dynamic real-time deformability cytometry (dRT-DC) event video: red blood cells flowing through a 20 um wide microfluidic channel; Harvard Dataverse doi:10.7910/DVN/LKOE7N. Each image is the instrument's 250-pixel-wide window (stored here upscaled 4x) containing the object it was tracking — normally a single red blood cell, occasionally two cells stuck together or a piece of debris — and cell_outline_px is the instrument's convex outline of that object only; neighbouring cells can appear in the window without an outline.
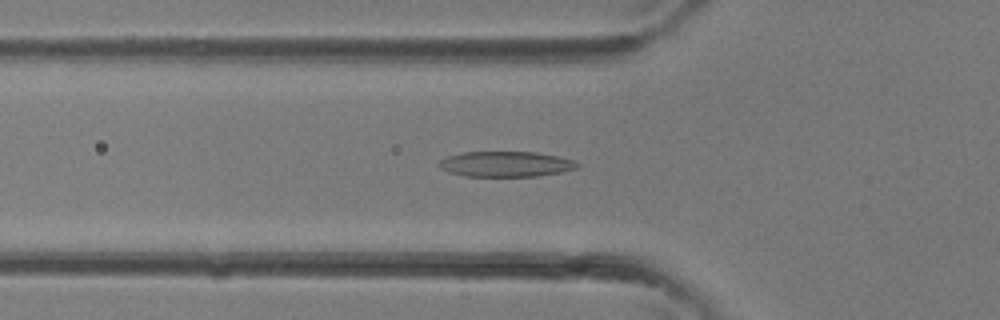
{"species": "common noctule bat (a hibernating species)", "species_latin": "Nyctalus noctula", "temperature_condition": "room temperature", "stored_images_in_passage": 34, "camera_frame_rate_fps": 3000, "um_per_image_px": 0.085, "animal": {"sex": "female"}, "frame": {"image": 1, "passage_image": 11, "time_ms": 3.333, "image_size_px": [1000, 320], "cell_outline_px": [[580, 164], [576, 168], [560, 172], [536, 176], [464, 176], [448, 172], [440, 168], [436, 164], [440, 160], [448, 156], [464, 152], [536, 152], [556, 156], [572, 160]], "centroid_in_image_um": [42.94, 13.95], "position_along_channel_um": 82.9, "area_um2": 20.35}}
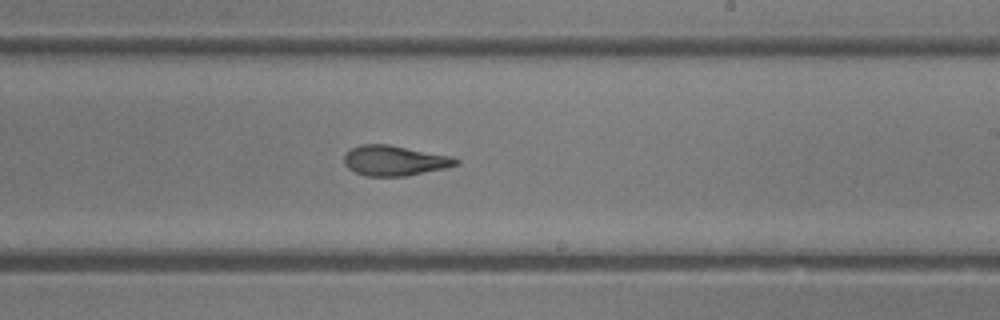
{"frame": {"image": 2, "passage_image": 20, "time_ms": 6.333, "image_size_px": [1000, 320], "cell_outline_px": [[460, 164], [448, 168], [404, 176], [364, 176], [348, 168], [344, 164], [344, 156], [352, 148], [360, 144], [388, 144], [452, 156], [460, 160]], "centroid_in_image_um": [33.57, 13.65], "position_along_channel_um": 255.4, "area_um2": 19.77}}
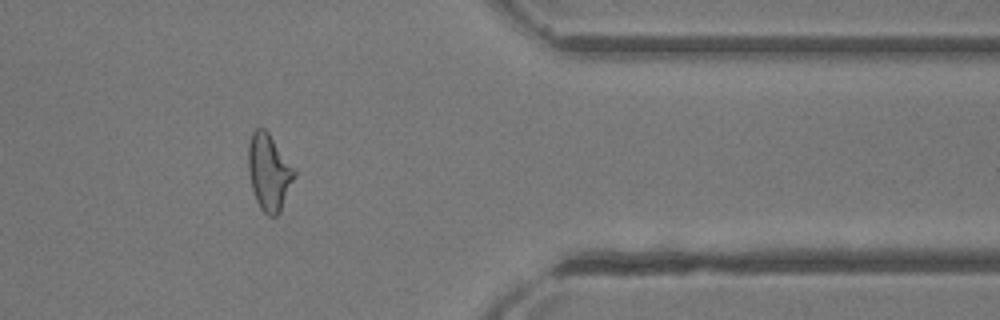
{"frame": {"image": 3, "passage_image": 28, "time_ms": 9.0, "image_size_px": [1000, 320], "cell_outline_px": [[296, 176], [280, 212], [276, 216], [268, 216], [260, 208], [256, 200], [252, 188], [248, 172], [248, 144], [252, 132], [256, 128], [264, 128], [268, 132], [296, 172]], "centroid_in_image_um": [22.85, 14.65], "position_along_channel_um": 388.5, "area_um2": 20.4}}